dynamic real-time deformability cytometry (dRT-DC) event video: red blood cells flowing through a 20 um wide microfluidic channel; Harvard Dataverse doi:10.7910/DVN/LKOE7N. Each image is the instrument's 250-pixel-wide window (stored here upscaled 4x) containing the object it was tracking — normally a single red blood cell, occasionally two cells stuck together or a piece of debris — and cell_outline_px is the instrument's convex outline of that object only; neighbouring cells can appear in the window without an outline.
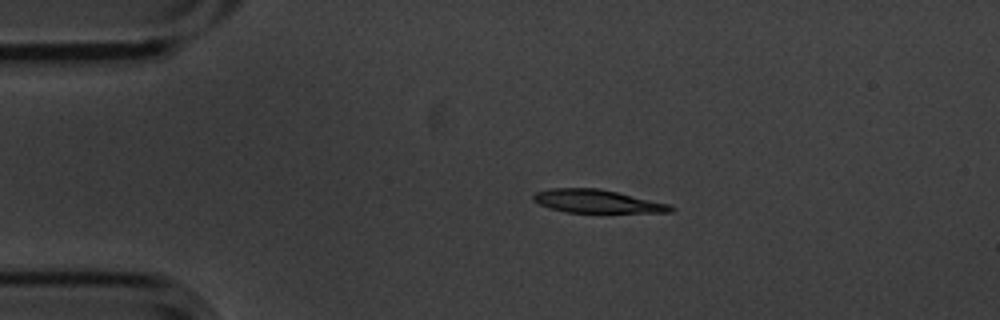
{"species": "common noctule bat (a hibernating species)", "species_latin": "Nyctalus noctula", "temperature_condition": "cold", "stored_images_in_passage": 3, "camera_frame_rate_fps": 3000, "um_per_image_px": 0.085, "animal": {"sex": "male", "body_mass_g": 20.1, "forearm_length_mm": 53.5}, "frame": {"image": 1, "passage_image": 1, "time_ms": 0.0, "image_size_px": [1000, 320], "cell_outline_px": [[676, 208], [672, 212], [564, 212], [540, 204], [532, 200], [532, 196], [536, 192], [552, 188], [596, 188], [616, 192], [668, 204]], "centroid_in_image_um": [50.71, 17.11], "position_along_channel_um": 34.3, "area_um2": 18.15}}